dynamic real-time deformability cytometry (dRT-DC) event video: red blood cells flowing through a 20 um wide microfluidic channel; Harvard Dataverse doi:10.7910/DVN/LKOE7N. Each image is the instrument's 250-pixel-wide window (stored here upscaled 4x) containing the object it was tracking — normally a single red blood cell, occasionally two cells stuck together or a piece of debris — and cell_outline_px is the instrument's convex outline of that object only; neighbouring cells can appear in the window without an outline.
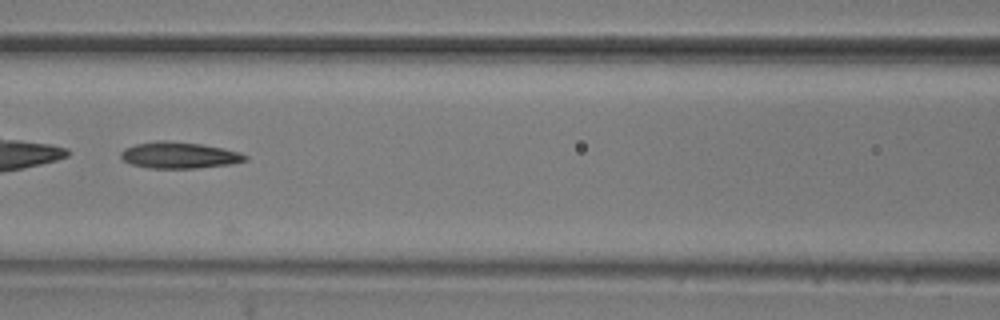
{"species": "common noctule bat (a hibernating species)", "species_latin": "Nyctalus noctula", "temperature_condition": "room temperature", "stored_images_in_passage": 21, "camera_frame_rate_fps": 3000, "um_per_image_px": 0.085, "animal": {"sex": "male", "body_mass_g": 20.5, "forearm_length_mm": 52.5}, "frame": {"image": 1, "passage_image": 9, "time_ms": 2.667, "image_size_px": [1000, 320], "cell_outline_px": [[248, 160], [232, 164], [196, 168], [148, 168], [132, 164], [124, 160], [120, 156], [120, 152], [124, 148], [136, 144], [160, 140], [168, 140], [200, 144], [224, 148], [240, 152], [248, 156]], "centroid_in_image_um": [15.25, 13.19], "position_along_channel_um": 151.3, "area_um2": 19.19}}
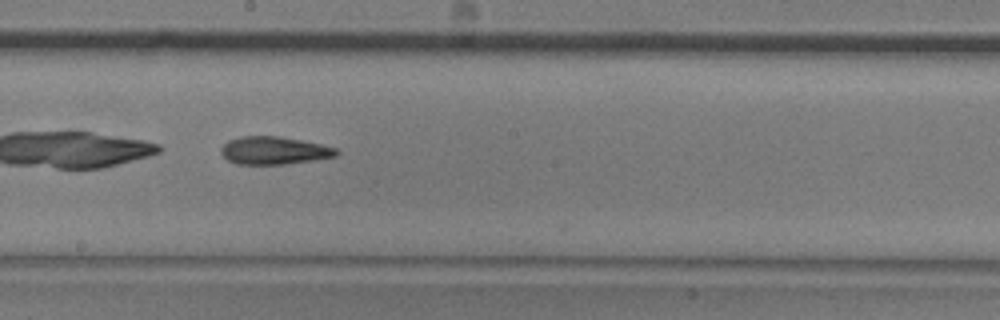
{"frame": {"image": 2, "passage_image": 15, "time_ms": 4.667, "image_size_px": [1000, 320], "cell_outline_px": [[340, 152], [336, 156], [312, 160], [284, 164], [236, 164], [228, 160], [220, 152], [220, 148], [228, 140], [240, 136], [280, 136], [320, 144], [336, 148]], "centroid_in_image_um": [23.27, 12.79], "position_along_channel_um": 224.9, "area_um2": 18.61}}